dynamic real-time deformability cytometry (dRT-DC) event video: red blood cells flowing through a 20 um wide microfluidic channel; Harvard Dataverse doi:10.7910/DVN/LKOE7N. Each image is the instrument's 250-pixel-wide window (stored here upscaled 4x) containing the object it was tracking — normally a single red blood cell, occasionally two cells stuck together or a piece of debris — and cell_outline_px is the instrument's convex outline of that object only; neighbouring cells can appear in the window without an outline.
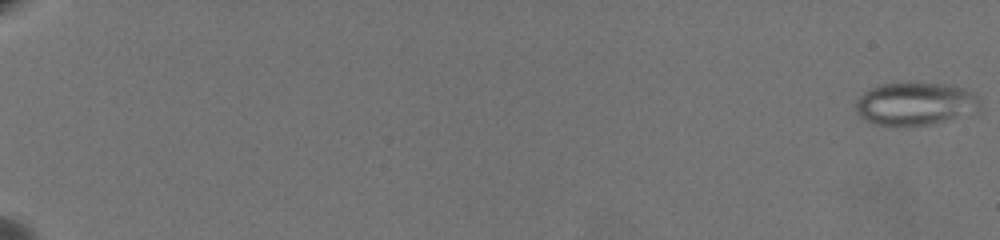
{"species": "common noctule bat (a hibernating species)", "species_latin": "Nyctalus noctula", "temperature_condition": "warm", "stored_images_in_passage": 67, "camera_frame_rate_fps": 3000, "um_per_image_px": 0.085, "animal": {"sex": "female", "body_mass_g": 19.5, "forearm_length_mm": 54.1}, "frame": {"image": 1, "passage_image": 1, "time_ms": 0.0, "image_size_px": [1000, 240], "cell_outline_px": [[980, 108], [976, 112], [932, 124], [872, 124], [860, 116], [856, 112], [856, 100], [864, 92], [880, 84], [900, 80], [916, 80], [944, 84], [964, 88], [972, 92], [980, 100]], "centroid_in_image_um": [77.8, 8.75], "position_along_channel_um": 7.2, "area_um2": 31.56}}
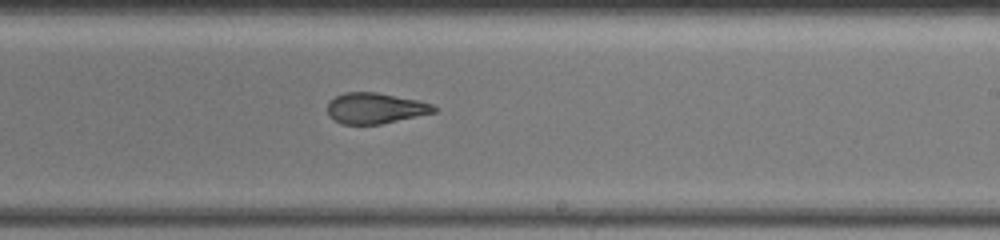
{"frame": {"image": 2, "passage_image": 45, "time_ms": 14.667, "image_size_px": [1000, 240], "cell_outline_px": [[440, 108], [436, 112], [380, 124], [340, 124], [328, 116], [328, 104], [336, 96], [344, 92], [376, 92], [420, 100], [432, 104]], "centroid_in_image_um": [31.93, 9.2], "position_along_channel_um": 257.1, "area_um2": 19.19}}
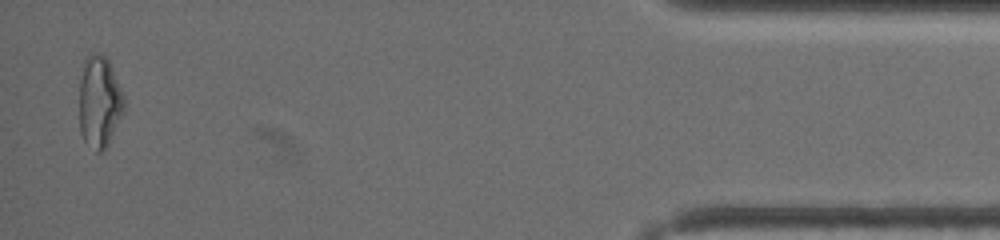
{"frame": {"image": 3, "passage_image": 66, "time_ms": 21.667, "image_size_px": [1000, 240], "cell_outline_px": [[124, 112], [108, 144], [100, 152], [96, 152], [84, 140], [80, 132], [80, 80], [84, 56], [92, 52], [100, 52], [108, 60], [124, 96]], "centroid_in_image_um": [8.44, 8.62], "position_along_channel_um": 426.8, "area_um2": 23.99}, "authors_computed_cell_mechanics": {"area_um2": 23.2356, "velocity_mm_per_s": 3.3706, "shape_relaxation_time_tau1_ms": null, "shape_relaxation_time_tau2_ms": 1.791, "deformation_change_tau1": null, "deformation_change_tau2": 0.0949}}